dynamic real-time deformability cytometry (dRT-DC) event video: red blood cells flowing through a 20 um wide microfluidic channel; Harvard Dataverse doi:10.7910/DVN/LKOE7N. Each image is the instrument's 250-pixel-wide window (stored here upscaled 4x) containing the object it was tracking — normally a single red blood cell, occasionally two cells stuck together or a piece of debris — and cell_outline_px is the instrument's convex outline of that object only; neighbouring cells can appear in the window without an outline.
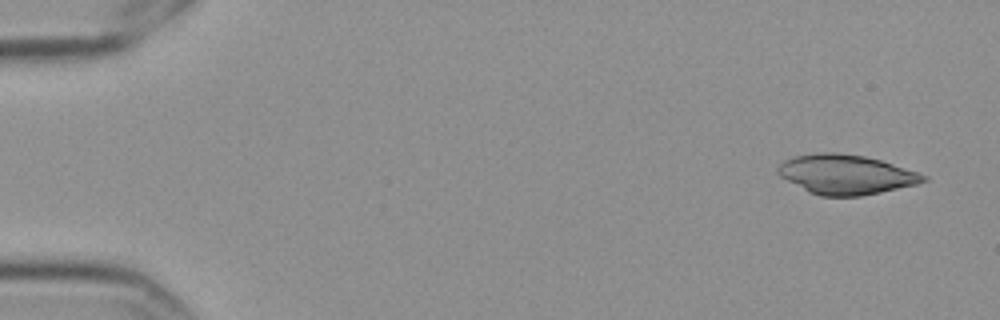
{"species": "Egyptian fruit bat (a non-hibernating species)", "species_latin": "Rousettus aegyptiacus", "temperature_condition": "cold", "stored_images_in_passage": 6, "camera_frame_rate_fps": 3000, "um_per_image_px": 0.085, "frame": {"image": 1, "passage_image": 1, "time_ms": 0.0, "image_size_px": [1000, 320], "cell_outline_px": [[928, 180], [916, 184], [880, 192], [860, 196], [820, 196], [808, 192], [780, 176], [776, 172], [776, 168], [784, 160], [792, 156], [816, 152], [836, 152], [864, 156], [880, 160], [928, 176]], "centroid_in_image_um": [71.84, 14.82], "position_along_channel_um": 13.2, "area_um2": 33.47}}